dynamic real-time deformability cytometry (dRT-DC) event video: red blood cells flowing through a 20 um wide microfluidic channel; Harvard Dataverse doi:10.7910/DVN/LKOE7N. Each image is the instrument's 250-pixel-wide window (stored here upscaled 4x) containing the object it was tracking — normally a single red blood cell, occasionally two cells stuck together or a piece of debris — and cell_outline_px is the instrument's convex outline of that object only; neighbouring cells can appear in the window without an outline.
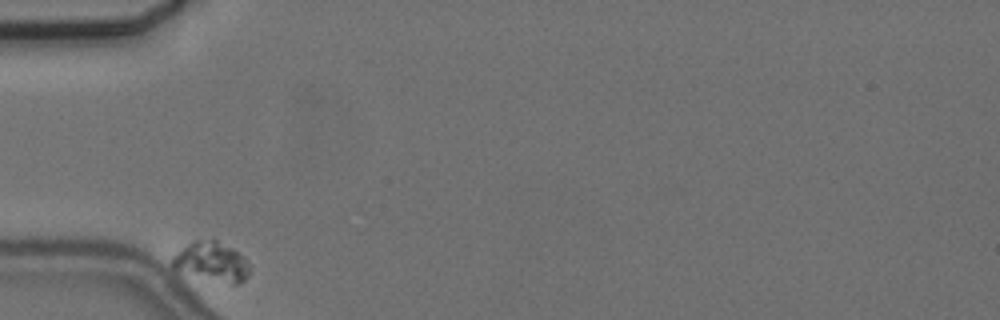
{"species": "common noctule bat (a hibernating species)", "species_latin": "Nyctalus noctula", "temperature_condition": "cold", "stored_images_in_passage": 39, "camera_frame_rate_fps": 3000, "um_per_image_px": 0.085, "animal": {"sex": "female", "body_mass_g": 24.6, "forearm_length_mm": 56.2}, "frame": {"image": 1, "passage_image": 1, "time_ms": 0.0, "image_size_px": [1000, 320], "cell_outline_px": [[252, 268], [248, 276], [240, 284], [232, 284], [172, 268], [172, 256], [188, 244], [196, 240], [212, 236], [232, 248], [244, 256]], "centroid_in_image_um": [18.06, 22.19], "position_along_channel_um": 66.9, "area_um2": 17.74}}
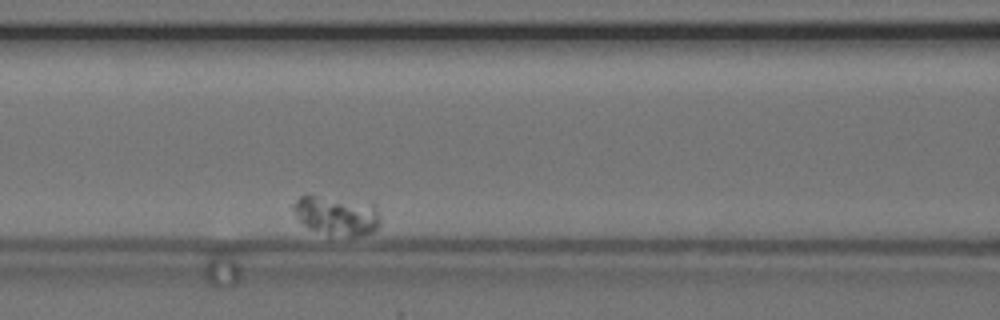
{"frame": {"image": 2, "passage_image": 11, "time_ms": 3.333, "image_size_px": [1000, 320], "cell_outline_px": [[380, 224], [372, 232], [356, 236], [328, 236], [308, 228], [296, 216], [292, 208], [292, 204], [300, 196], [316, 196], [372, 204], [376, 208], [380, 216]], "centroid_in_image_um": [28.6, 18.36], "position_along_channel_um": 138.0, "area_um2": 19.65}}
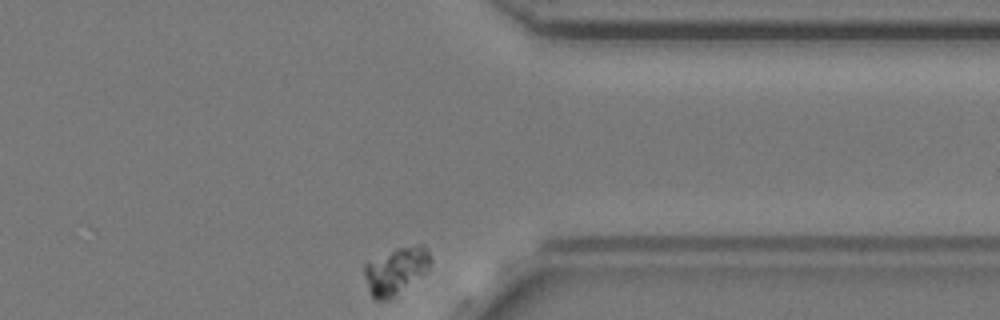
{"frame": {"image": 3, "passage_image": 39, "time_ms": 12.667, "image_size_px": [1000, 320], "cell_outline_px": [[432, 260], [428, 272], [388, 300], [376, 300], [372, 296], [368, 288], [364, 276], [364, 264], [396, 248], [420, 244], [424, 244], [428, 248]], "centroid_in_image_um": [33.7, 22.99], "position_along_channel_um": 377.7, "area_um2": 18.21}}